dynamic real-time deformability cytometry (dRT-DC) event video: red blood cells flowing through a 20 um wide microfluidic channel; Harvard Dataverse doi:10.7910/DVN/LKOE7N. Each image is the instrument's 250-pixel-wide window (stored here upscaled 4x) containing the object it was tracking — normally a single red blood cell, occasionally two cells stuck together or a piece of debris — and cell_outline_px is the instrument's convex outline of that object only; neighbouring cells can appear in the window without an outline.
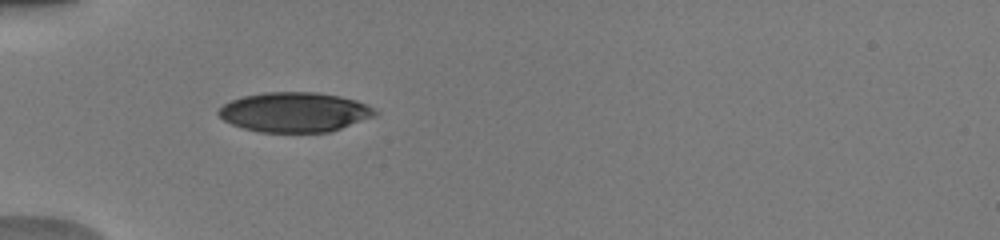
{"species": "human", "species_latin": "Homo sapiens", "temperature_condition": "warm", "stored_images_in_passage": 35, "camera_frame_rate_fps": 3000, "um_per_image_px": 0.085, "donor": {"sex": "male"}, "frame": {"image": 1, "passage_image": 1, "time_ms": 0.0, "image_size_px": [1000, 240], "cell_outline_px": [[380, 112], [372, 116], [340, 128], [328, 132], [260, 132], [244, 128], [232, 124], [224, 120], [216, 112], [224, 104], [232, 100], [244, 96], [264, 92], [320, 92], [340, 96], [356, 100], [368, 104]], "centroid_in_image_um": [25.04, 9.52], "position_along_channel_um": 60.0, "area_um2": 36.07}}
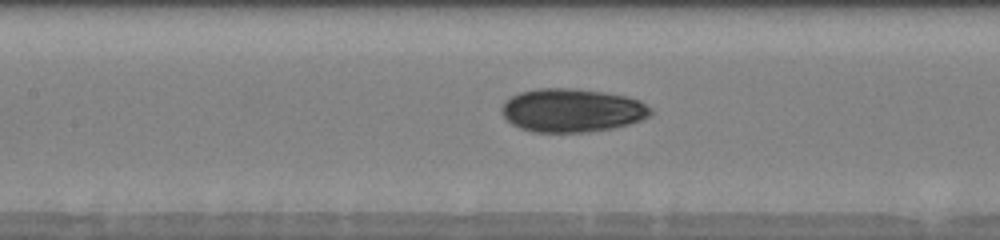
{"frame": {"image": 2, "passage_image": 9, "time_ms": 2.667, "image_size_px": [1000, 240], "cell_outline_px": [[652, 116], [628, 124], [612, 128], [588, 132], [532, 132], [520, 128], [512, 124], [500, 112], [500, 108], [504, 100], [520, 92], [536, 88], [572, 88], [604, 92], [624, 96], [640, 100], [652, 108]], "centroid_in_image_um": [48.6, 9.38], "position_along_channel_um": 158.8, "area_um2": 37.97}}
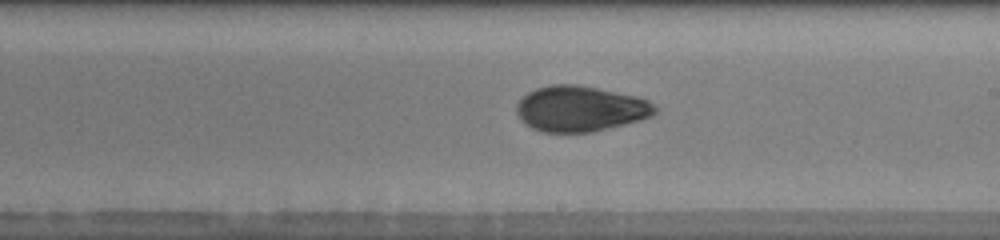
{"frame": {"image": 3, "passage_image": 15, "time_ms": 4.667, "image_size_px": [1000, 240], "cell_outline_px": [[656, 112], [652, 116], [640, 120], [592, 132], [544, 132], [532, 128], [524, 124], [520, 120], [516, 112], [516, 104], [528, 92], [536, 88], [552, 84], [576, 84], [636, 96], [648, 100], [656, 108]], "centroid_in_image_um": [49.29, 9.24], "position_along_channel_um": 239.7, "area_um2": 36.7}, "authors_computed_cell_mechanics": {"area_um2": 36.2406, "velocity_mm_per_s": 4.0505, "shape_relaxation_time_tau1_ms": 5.895, "shape_relaxation_time_tau2_ms": 2.1385, "deformation_change_tau1": 0.1644, "deformation_change_tau2": 0.0666}}